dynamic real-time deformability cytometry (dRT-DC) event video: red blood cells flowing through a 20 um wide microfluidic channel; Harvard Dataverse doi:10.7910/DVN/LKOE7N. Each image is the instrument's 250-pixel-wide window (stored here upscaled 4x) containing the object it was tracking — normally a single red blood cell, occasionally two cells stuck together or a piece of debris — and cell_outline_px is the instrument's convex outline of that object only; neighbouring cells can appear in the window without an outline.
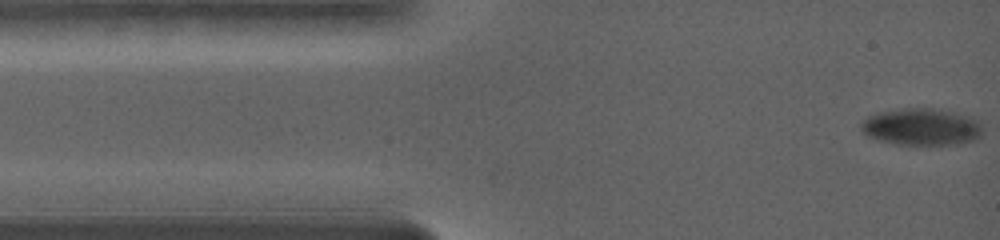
{"species": "common noctule bat (a hibernating species)", "species_latin": "Nyctalus noctula", "temperature_condition": "warm", "stored_images_in_passage": 83, "camera_frame_rate_fps": 5000, "um_per_image_px": 0.085, "animal": {"sex": "female", "body_mass_g": 19.0, "forearm_length_mm": 56.7}, "frame": {"image": 1, "passage_image": 1, "time_ms": 0.0, "image_size_px": [1000, 240], "cell_outline_px": [[984, 132], [980, 140], [948, 144], [900, 144], [876, 140], [868, 136], [860, 128], [860, 124], [868, 116], [880, 112], [908, 108], [932, 108], [976, 116], [980, 120]], "centroid_in_image_um": [78.42, 10.78], "position_along_channel_um": 6.6, "area_um2": 26.47}}
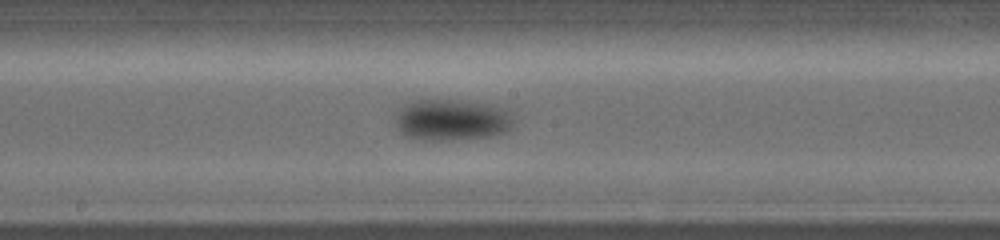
{"frame": {"image": 2, "passage_image": 33, "time_ms": 7.8, "image_size_px": [1000, 240], "cell_outline_px": [[504, 128], [496, 132], [484, 136], [408, 136], [400, 128], [400, 116], [412, 104], [420, 100], [452, 100], [488, 108], [500, 112], [504, 116]], "centroid_in_image_um": [38.24, 10.15], "position_along_channel_um": 210.0, "area_um2": 23.0}}
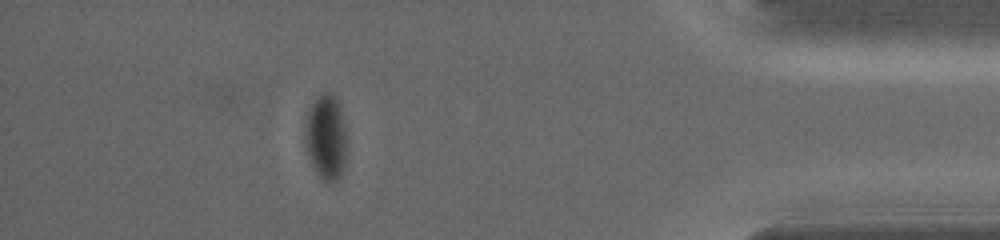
{"frame": {"image": 3, "passage_image": 70, "time_ms": 14.8, "image_size_px": [1000, 240], "cell_outline_px": [[344, 164], [340, 176], [332, 180], [324, 180], [316, 172], [312, 164], [308, 152], [308, 116], [316, 100], [320, 96], [328, 96], [336, 104], [340, 124]], "centroid_in_image_um": [27.66, 11.82], "position_along_channel_um": 407.5, "area_um2": 17.34}, "authors_computed_cell_mechanics": {"area_um2": 20.4612, "velocity_mm_per_s": 3.5288, "shape_relaxation_time_tau1_ms": 1.9491, "shape_relaxation_time_tau2_ms": null, "deformation_change_tau1": 0.1036, "deformation_change_tau2": null}}